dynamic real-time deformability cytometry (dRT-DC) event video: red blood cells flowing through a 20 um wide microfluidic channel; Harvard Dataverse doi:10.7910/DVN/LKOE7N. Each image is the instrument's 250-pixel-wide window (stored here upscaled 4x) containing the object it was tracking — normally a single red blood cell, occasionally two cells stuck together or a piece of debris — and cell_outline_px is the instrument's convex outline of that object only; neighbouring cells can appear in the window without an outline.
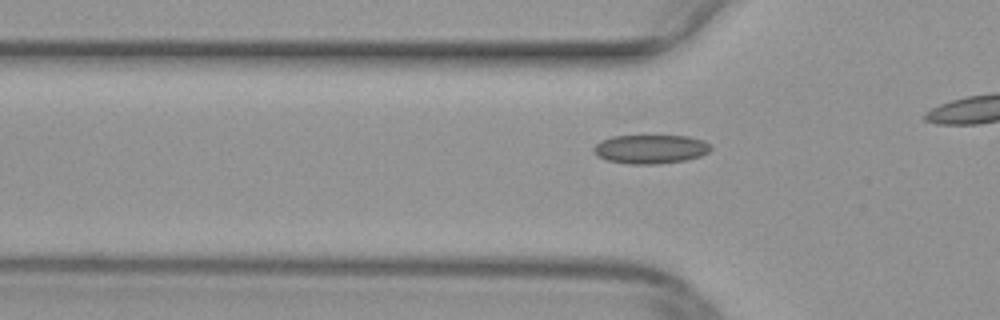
{"species": "common noctule bat (a hibernating species)", "species_latin": "Nyctalus noctula", "temperature_condition": "warm", "stored_images_in_passage": 15, "camera_frame_rate_fps": 3000, "um_per_image_px": 0.085, "animal": {"sex": "female", "body_mass_g": 29.2, "forearm_length_mm": 56.3}, "frame": {"image": 1, "passage_image": 9, "time_ms": 2.667, "image_size_px": [1000, 320], "cell_outline_px": [[712, 148], [708, 152], [700, 156], [688, 160], [656, 164], [628, 164], [608, 160], [592, 152], [592, 148], [600, 140], [612, 136], [688, 136], [704, 140], [712, 144]], "centroid_in_image_um": [55.32, 12.67], "position_along_channel_um": 70.5, "area_um2": 19.88}}
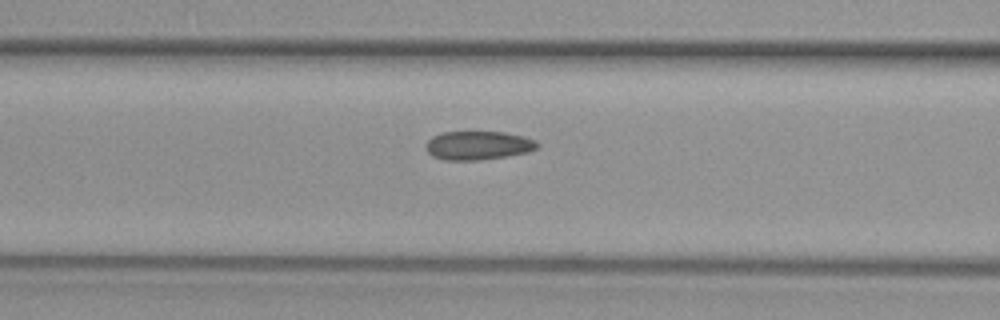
{"frame": {"image": 2, "passage_image": 13, "time_ms": 4.0, "image_size_px": [1000, 320], "cell_outline_px": [[540, 144], [536, 148], [528, 152], [504, 156], [476, 160], [444, 160], [432, 156], [424, 148], [424, 144], [432, 136], [444, 132], [504, 132], [524, 136], [536, 140]], "centroid_in_image_um": [40.61, 12.35], "position_along_channel_um": 126.0, "area_um2": 18.67}}